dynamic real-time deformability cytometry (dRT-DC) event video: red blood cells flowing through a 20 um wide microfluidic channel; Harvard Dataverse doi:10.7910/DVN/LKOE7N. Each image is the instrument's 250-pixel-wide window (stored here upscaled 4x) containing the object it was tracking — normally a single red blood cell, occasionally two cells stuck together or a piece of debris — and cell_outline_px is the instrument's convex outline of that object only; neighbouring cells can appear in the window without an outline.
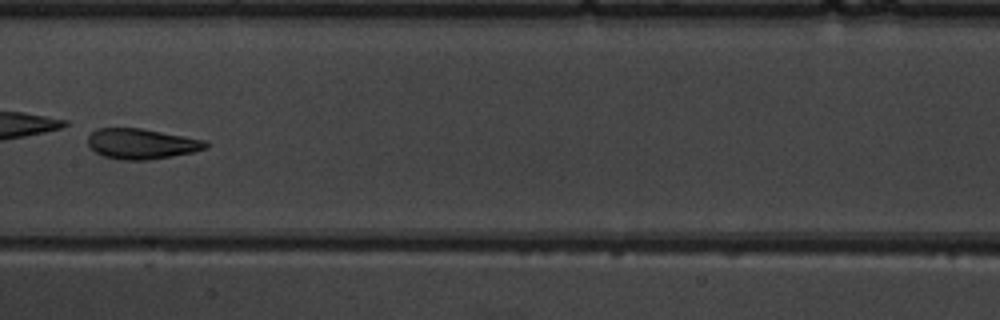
{"species": "common noctule bat (a hibernating species)", "species_latin": "Nyctalus noctula", "temperature_condition": "warm", "stored_images_in_passage": 8, "camera_frame_rate_fps": 3000, "um_per_image_px": 0.085, "animal": {"sex": "male", "body_mass_g": 19.5, "forearm_length_mm": 54.6}, "frame": {"image": 1, "passage_image": 7, "time_ms": 8.0, "image_size_px": [1000, 320], "cell_outline_px": [[208, 148], [192, 152], [172, 156], [148, 160], [124, 160], [104, 156], [96, 152], [88, 144], [88, 136], [96, 128], [140, 128], [208, 140]], "centroid_in_image_um": [12.06, 12.22], "position_along_channel_um": 195.3, "area_um2": 20.87}}
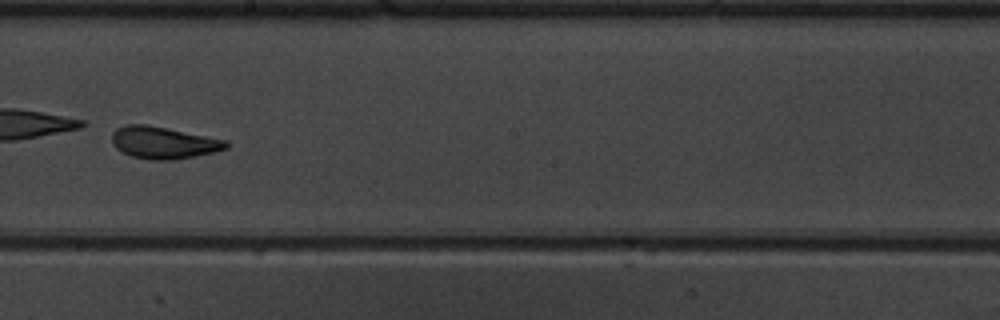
{"frame": {"image": 2, "passage_image": 8, "time_ms": 9.0, "image_size_px": [1000, 320], "cell_outline_px": [[228, 148], [216, 152], [196, 156], [172, 160], [148, 160], [132, 156], [116, 148], [112, 144], [112, 132], [116, 128], [124, 124], [148, 124], [228, 140]], "centroid_in_image_um": [13.9, 12.12], "position_along_channel_um": 234.3, "area_um2": 21.62}}